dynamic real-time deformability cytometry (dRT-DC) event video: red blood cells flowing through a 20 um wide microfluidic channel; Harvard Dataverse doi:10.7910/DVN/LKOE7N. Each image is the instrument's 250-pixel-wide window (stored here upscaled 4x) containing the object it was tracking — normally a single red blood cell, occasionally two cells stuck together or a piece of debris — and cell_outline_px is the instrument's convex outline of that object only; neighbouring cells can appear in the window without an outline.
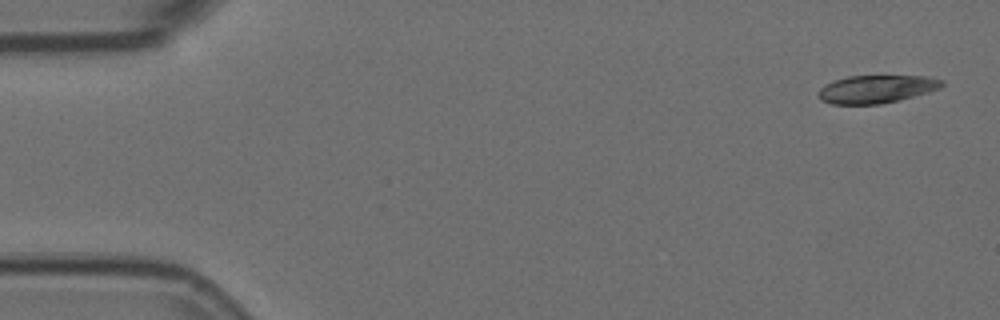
{"species": "Egyptian fruit bat (a non-hibernating species)", "species_latin": "Rousettus aegyptiacus", "temperature_condition": "room temperature", "stored_images_in_passage": 5, "camera_frame_rate_fps": 3000, "um_per_image_px": 0.085, "animal": {"sex": "female"}, "frame": {"image": 1, "passage_image": 1, "time_ms": 0.0, "image_size_px": [1000, 320], "cell_outline_px": [[944, 84], [940, 88], [928, 92], [900, 100], [880, 104], [832, 104], [820, 100], [816, 96], [820, 88], [824, 84], [832, 80], [848, 76], [928, 76], [944, 80]], "centroid_in_image_um": [74.46, 7.57], "position_along_channel_um": 10.5, "area_um2": 20.35}}
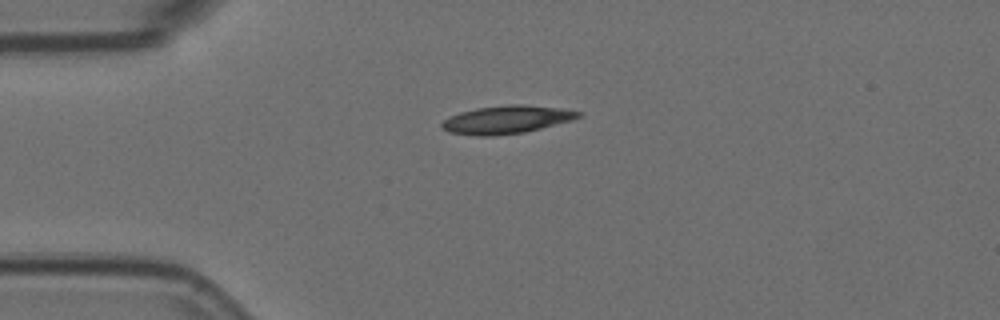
{"frame": {"image": 2, "passage_image": 4, "time_ms": 1.0, "image_size_px": [1000, 320], "cell_outline_px": [[580, 116], [572, 120], [524, 132], [492, 136], [476, 136], [448, 132], [440, 128], [440, 124], [444, 120], [460, 112], [476, 108], [508, 104], [520, 104], [560, 108], [580, 112]], "centroid_in_image_um": [43.0, 10.17], "position_along_channel_um": 42.0, "area_um2": 22.14}}